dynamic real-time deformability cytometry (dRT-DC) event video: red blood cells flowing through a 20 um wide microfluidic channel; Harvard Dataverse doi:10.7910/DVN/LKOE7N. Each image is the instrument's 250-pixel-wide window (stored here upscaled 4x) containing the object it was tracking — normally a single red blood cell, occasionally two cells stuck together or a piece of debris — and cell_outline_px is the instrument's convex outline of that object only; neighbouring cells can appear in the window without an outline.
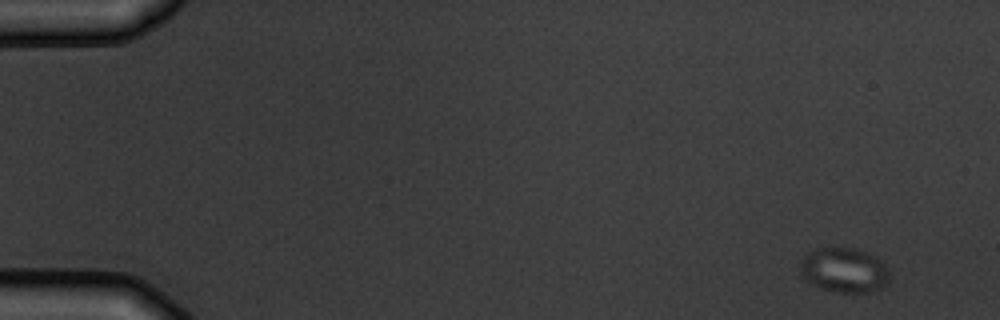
{"species": "common noctule bat (a hibernating species)", "species_latin": "Nyctalus noctula", "temperature_condition": "warm", "stored_images_in_passage": 4, "camera_frame_rate_fps": 3000, "um_per_image_px": 0.085, "animal": {"sex": "male", "body_mass_g": 19.5, "forearm_length_mm": 54.6}, "frame": {"image": 1, "passage_image": 1, "time_ms": 0.0, "image_size_px": [1000, 320], "cell_outline_px": [[888, 280], [880, 288], [872, 292], [836, 292], [820, 288], [804, 280], [800, 264], [804, 256], [808, 252], [820, 248], [852, 248], [876, 256], [884, 264], [888, 272]], "centroid_in_image_um": [71.73, 22.97], "position_along_channel_um": 13.3, "area_um2": 23.0}}
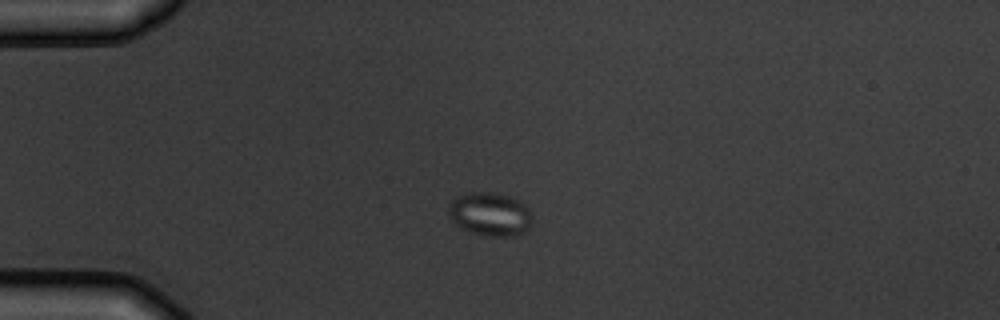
{"frame": {"image": 2, "passage_image": 4, "time_ms": 3.667, "image_size_px": [1000, 320], "cell_outline_px": [[532, 224], [524, 232], [516, 236], [484, 236], [468, 232], [456, 224], [452, 220], [448, 212], [448, 208], [452, 200], [468, 192], [496, 192], [512, 196], [524, 204], [528, 208], [532, 220]], "centroid_in_image_um": [41.67, 18.21], "position_along_channel_um": 43.3, "area_um2": 21.44}}